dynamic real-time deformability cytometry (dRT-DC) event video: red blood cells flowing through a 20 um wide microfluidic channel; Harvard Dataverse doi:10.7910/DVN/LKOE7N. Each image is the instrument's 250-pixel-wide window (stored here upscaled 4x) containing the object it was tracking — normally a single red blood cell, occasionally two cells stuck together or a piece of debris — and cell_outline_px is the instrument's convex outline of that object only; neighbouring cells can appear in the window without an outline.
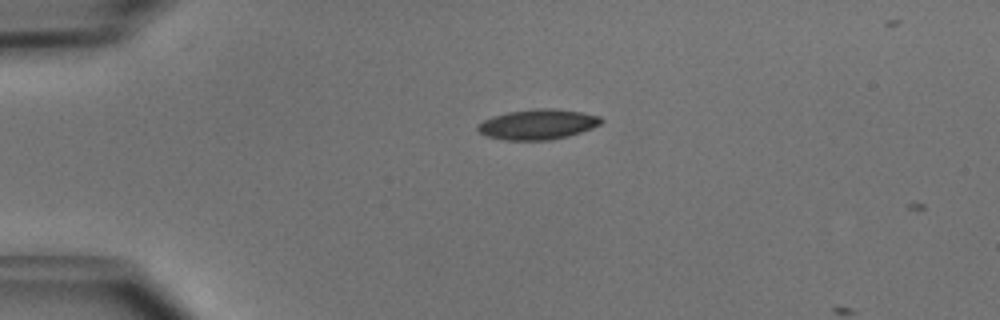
{"species": "common noctule bat (a hibernating species)", "species_latin": "Nyctalus noctula", "temperature_condition": "cold", "stored_images_in_passage": 4, "camera_frame_rate_fps": 3000, "um_per_image_px": 0.085, "animal": {"sex": "male", "body_mass_g": 15.6}, "frame": {"image": 1, "passage_image": 3, "time_ms": 0.667, "image_size_px": [1000, 320], "cell_outline_px": [[604, 120], [600, 124], [592, 128], [568, 136], [552, 140], [504, 140], [488, 136], [480, 132], [476, 128], [476, 124], [492, 116], [508, 112], [532, 108], [556, 108], [580, 112], [600, 116]], "centroid_in_image_um": [45.7, 10.56], "position_along_channel_um": 39.3, "area_um2": 21.85}}